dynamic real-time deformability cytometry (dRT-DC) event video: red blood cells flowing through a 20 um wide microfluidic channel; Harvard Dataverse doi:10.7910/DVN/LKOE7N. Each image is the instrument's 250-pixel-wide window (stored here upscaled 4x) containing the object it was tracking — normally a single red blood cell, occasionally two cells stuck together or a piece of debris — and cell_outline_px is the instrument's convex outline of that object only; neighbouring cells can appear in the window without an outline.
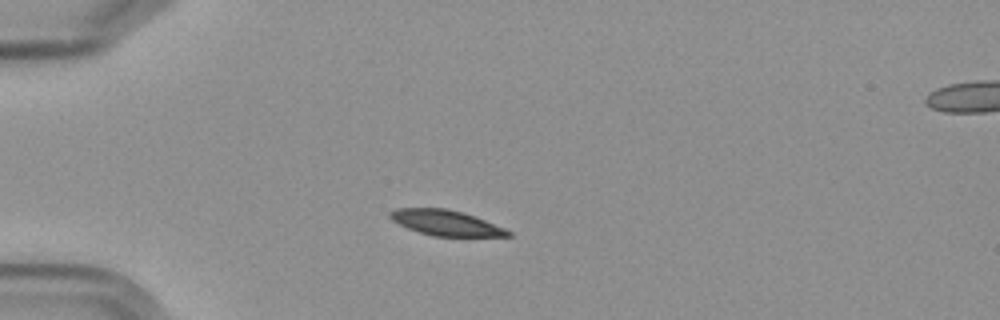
{"species": "Egyptian fruit bat (a non-hibernating species)", "species_latin": "Rousettus aegyptiacus", "temperature_condition": "cold", "stored_images_in_passage": 6, "camera_frame_rate_fps": 3000, "um_per_image_px": 0.085, "frame": {"image": 1, "passage_image": 1, "time_ms": 0.0, "image_size_px": [1000, 320], "cell_outline_px": [[512, 236], [432, 236], [408, 228], [392, 220], [388, 216], [388, 212], [396, 208], [448, 208], [464, 212], [504, 228], [512, 232]], "centroid_in_image_um": [37.87, 18.93], "position_along_channel_um": 47.1, "area_um2": 17.4}}
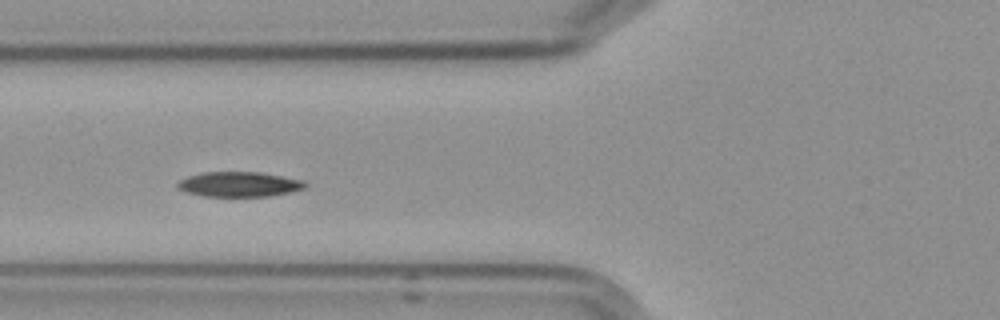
{"frame": {"image": 2, "passage_image": 3, "time_ms": 2.333, "image_size_px": [1000, 320], "cell_outline_px": [[308, 184], [304, 188], [292, 192], [268, 196], [204, 196], [184, 192], [176, 188], [176, 184], [180, 180], [188, 176], [204, 172], [260, 172], [304, 180]], "centroid_in_image_um": [20.32, 15.66], "position_along_channel_um": 105.5, "area_um2": 18.67}}
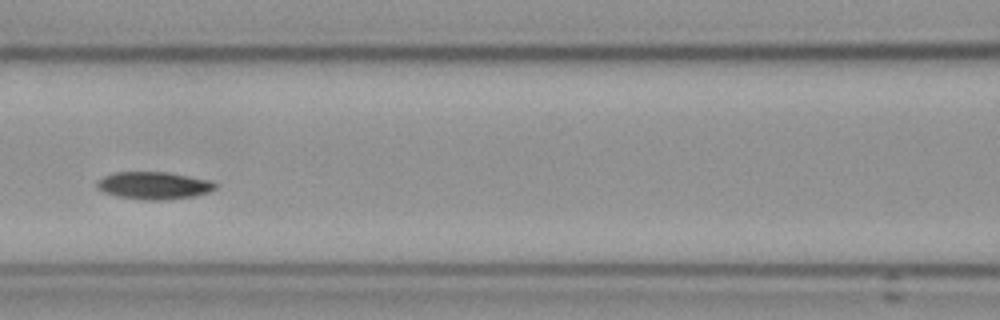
{"frame": {"image": 3, "passage_image": 4, "time_ms": 3.667, "image_size_px": [1000, 320], "cell_outline_px": [[220, 184], [216, 188], [208, 192], [196, 196], [172, 200], [140, 200], [116, 196], [104, 192], [96, 188], [96, 180], [104, 176], [116, 172], [168, 172], [208, 180]], "centroid_in_image_um": [13.07, 15.78], "position_along_channel_um": 153.5, "area_um2": 19.25}}